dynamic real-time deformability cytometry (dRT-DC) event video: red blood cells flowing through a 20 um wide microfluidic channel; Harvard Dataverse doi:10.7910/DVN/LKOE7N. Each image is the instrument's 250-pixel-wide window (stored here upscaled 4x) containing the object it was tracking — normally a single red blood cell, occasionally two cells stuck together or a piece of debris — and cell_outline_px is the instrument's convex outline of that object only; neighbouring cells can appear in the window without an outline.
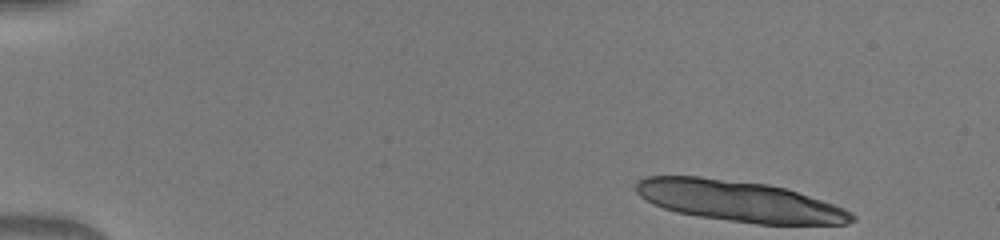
{"species": "human", "species_latin": "Homo sapiens", "temperature_condition": "warm", "stored_images_in_passage": 12, "camera_frame_rate_fps": 3000, "um_per_image_px": 0.085, "donor": {"sex": "male"}, "frame": {"image": 1, "passage_image": 1, "time_ms": 0.0, "image_size_px": [1000, 240], "cell_outline_px": [[856, 220], [848, 224], [756, 224], [696, 216], [676, 212], [652, 204], [640, 196], [636, 192], [636, 184], [644, 176], [700, 176], [768, 184], [784, 188], [844, 208], [852, 212], [856, 216]], "centroid_in_image_um": [62.81, 17.1], "position_along_channel_um": 22.2, "area_um2": 51.33}}